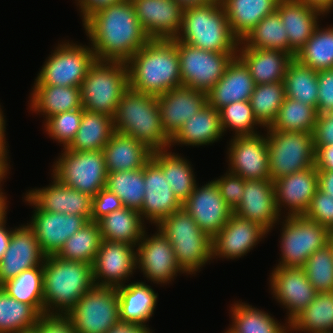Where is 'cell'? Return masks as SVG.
<instances>
[{
  "mask_svg": "<svg viewBox=\"0 0 333 333\" xmlns=\"http://www.w3.org/2000/svg\"><path fill=\"white\" fill-rule=\"evenodd\" d=\"M237 56L248 67L255 85L283 82L294 56L288 52L238 45Z\"/></svg>",
  "mask_w": 333,
  "mask_h": 333,
  "instance_id": "30",
  "label": "cell"
},
{
  "mask_svg": "<svg viewBox=\"0 0 333 333\" xmlns=\"http://www.w3.org/2000/svg\"><path fill=\"white\" fill-rule=\"evenodd\" d=\"M153 151L137 139L114 132L103 148L108 172L131 171L143 168Z\"/></svg>",
  "mask_w": 333,
  "mask_h": 333,
  "instance_id": "32",
  "label": "cell"
},
{
  "mask_svg": "<svg viewBox=\"0 0 333 333\" xmlns=\"http://www.w3.org/2000/svg\"><path fill=\"white\" fill-rule=\"evenodd\" d=\"M8 171L9 169L2 175L0 176V221L6 217V214H7V207H8V204L7 202V196H5V193L2 191L1 187H2V182L3 180H5V178L7 177V174H8Z\"/></svg>",
  "mask_w": 333,
  "mask_h": 333,
  "instance_id": "67",
  "label": "cell"
},
{
  "mask_svg": "<svg viewBox=\"0 0 333 333\" xmlns=\"http://www.w3.org/2000/svg\"><path fill=\"white\" fill-rule=\"evenodd\" d=\"M1 107V106H0ZM3 111L0 108V153L8 160V153L9 150L7 149L8 145L6 142V137H5V132H6V120H5V116L3 115ZM8 150V151H7Z\"/></svg>",
  "mask_w": 333,
  "mask_h": 333,
  "instance_id": "65",
  "label": "cell"
},
{
  "mask_svg": "<svg viewBox=\"0 0 333 333\" xmlns=\"http://www.w3.org/2000/svg\"><path fill=\"white\" fill-rule=\"evenodd\" d=\"M82 24L97 61L127 62L151 40L139 23L131 0L103 8Z\"/></svg>",
  "mask_w": 333,
  "mask_h": 333,
  "instance_id": "1",
  "label": "cell"
},
{
  "mask_svg": "<svg viewBox=\"0 0 333 333\" xmlns=\"http://www.w3.org/2000/svg\"><path fill=\"white\" fill-rule=\"evenodd\" d=\"M285 97L284 82L255 85L249 102L254 117L264 129L275 121Z\"/></svg>",
  "mask_w": 333,
  "mask_h": 333,
  "instance_id": "49",
  "label": "cell"
},
{
  "mask_svg": "<svg viewBox=\"0 0 333 333\" xmlns=\"http://www.w3.org/2000/svg\"><path fill=\"white\" fill-rule=\"evenodd\" d=\"M32 331L34 333H76L66 314H41Z\"/></svg>",
  "mask_w": 333,
  "mask_h": 333,
  "instance_id": "56",
  "label": "cell"
},
{
  "mask_svg": "<svg viewBox=\"0 0 333 333\" xmlns=\"http://www.w3.org/2000/svg\"><path fill=\"white\" fill-rule=\"evenodd\" d=\"M162 127L172 138L182 125L207 104V94L179 86L157 96Z\"/></svg>",
  "mask_w": 333,
  "mask_h": 333,
  "instance_id": "24",
  "label": "cell"
},
{
  "mask_svg": "<svg viewBox=\"0 0 333 333\" xmlns=\"http://www.w3.org/2000/svg\"><path fill=\"white\" fill-rule=\"evenodd\" d=\"M113 128L115 132L137 139L153 152L170 148L171 138L162 127L154 95L129 88L117 105Z\"/></svg>",
  "mask_w": 333,
  "mask_h": 333,
  "instance_id": "4",
  "label": "cell"
},
{
  "mask_svg": "<svg viewBox=\"0 0 333 333\" xmlns=\"http://www.w3.org/2000/svg\"><path fill=\"white\" fill-rule=\"evenodd\" d=\"M120 323L146 325L154 314L158 293L146 282H131L117 287Z\"/></svg>",
  "mask_w": 333,
  "mask_h": 333,
  "instance_id": "31",
  "label": "cell"
},
{
  "mask_svg": "<svg viewBox=\"0 0 333 333\" xmlns=\"http://www.w3.org/2000/svg\"><path fill=\"white\" fill-rule=\"evenodd\" d=\"M6 217L0 221V261L8 248L10 238L14 229L8 230L6 227Z\"/></svg>",
  "mask_w": 333,
  "mask_h": 333,
  "instance_id": "63",
  "label": "cell"
},
{
  "mask_svg": "<svg viewBox=\"0 0 333 333\" xmlns=\"http://www.w3.org/2000/svg\"><path fill=\"white\" fill-rule=\"evenodd\" d=\"M304 216L331 231L333 229V197L318 188Z\"/></svg>",
  "mask_w": 333,
  "mask_h": 333,
  "instance_id": "53",
  "label": "cell"
},
{
  "mask_svg": "<svg viewBox=\"0 0 333 333\" xmlns=\"http://www.w3.org/2000/svg\"><path fill=\"white\" fill-rule=\"evenodd\" d=\"M79 7L80 14L82 16V22L84 23L92 14L100 11L103 8L110 5L117 4L123 0H75Z\"/></svg>",
  "mask_w": 333,
  "mask_h": 333,
  "instance_id": "59",
  "label": "cell"
},
{
  "mask_svg": "<svg viewBox=\"0 0 333 333\" xmlns=\"http://www.w3.org/2000/svg\"><path fill=\"white\" fill-rule=\"evenodd\" d=\"M238 217L253 221L271 232L280 222L271 178L245 180L241 203L233 211Z\"/></svg>",
  "mask_w": 333,
  "mask_h": 333,
  "instance_id": "25",
  "label": "cell"
},
{
  "mask_svg": "<svg viewBox=\"0 0 333 333\" xmlns=\"http://www.w3.org/2000/svg\"><path fill=\"white\" fill-rule=\"evenodd\" d=\"M318 171V188L333 197V171Z\"/></svg>",
  "mask_w": 333,
  "mask_h": 333,
  "instance_id": "61",
  "label": "cell"
},
{
  "mask_svg": "<svg viewBox=\"0 0 333 333\" xmlns=\"http://www.w3.org/2000/svg\"><path fill=\"white\" fill-rule=\"evenodd\" d=\"M43 263L22 271L5 281L0 287L12 298L32 306L40 315L44 314Z\"/></svg>",
  "mask_w": 333,
  "mask_h": 333,
  "instance_id": "41",
  "label": "cell"
},
{
  "mask_svg": "<svg viewBox=\"0 0 333 333\" xmlns=\"http://www.w3.org/2000/svg\"><path fill=\"white\" fill-rule=\"evenodd\" d=\"M114 132L113 117L83 109L80 127L74 139L65 149L103 151Z\"/></svg>",
  "mask_w": 333,
  "mask_h": 333,
  "instance_id": "38",
  "label": "cell"
},
{
  "mask_svg": "<svg viewBox=\"0 0 333 333\" xmlns=\"http://www.w3.org/2000/svg\"><path fill=\"white\" fill-rule=\"evenodd\" d=\"M39 317L32 306L10 297L0 287V333L32 331Z\"/></svg>",
  "mask_w": 333,
  "mask_h": 333,
  "instance_id": "46",
  "label": "cell"
},
{
  "mask_svg": "<svg viewBox=\"0 0 333 333\" xmlns=\"http://www.w3.org/2000/svg\"><path fill=\"white\" fill-rule=\"evenodd\" d=\"M83 109L66 111L44 119V130L66 148L74 139L81 123Z\"/></svg>",
  "mask_w": 333,
  "mask_h": 333,
  "instance_id": "52",
  "label": "cell"
},
{
  "mask_svg": "<svg viewBox=\"0 0 333 333\" xmlns=\"http://www.w3.org/2000/svg\"><path fill=\"white\" fill-rule=\"evenodd\" d=\"M105 188L116 194L124 207L140 211L146 191L144 167L131 171L108 172Z\"/></svg>",
  "mask_w": 333,
  "mask_h": 333,
  "instance_id": "47",
  "label": "cell"
},
{
  "mask_svg": "<svg viewBox=\"0 0 333 333\" xmlns=\"http://www.w3.org/2000/svg\"><path fill=\"white\" fill-rule=\"evenodd\" d=\"M280 0H220L230 29L241 41L266 15L276 11Z\"/></svg>",
  "mask_w": 333,
  "mask_h": 333,
  "instance_id": "35",
  "label": "cell"
},
{
  "mask_svg": "<svg viewBox=\"0 0 333 333\" xmlns=\"http://www.w3.org/2000/svg\"><path fill=\"white\" fill-rule=\"evenodd\" d=\"M227 151L228 170L245 180L270 177L267 134L232 136Z\"/></svg>",
  "mask_w": 333,
  "mask_h": 333,
  "instance_id": "16",
  "label": "cell"
},
{
  "mask_svg": "<svg viewBox=\"0 0 333 333\" xmlns=\"http://www.w3.org/2000/svg\"><path fill=\"white\" fill-rule=\"evenodd\" d=\"M151 158L160 166L174 195L183 203L198 184L189 160L168 148L154 151Z\"/></svg>",
  "mask_w": 333,
  "mask_h": 333,
  "instance_id": "37",
  "label": "cell"
},
{
  "mask_svg": "<svg viewBox=\"0 0 333 333\" xmlns=\"http://www.w3.org/2000/svg\"><path fill=\"white\" fill-rule=\"evenodd\" d=\"M322 11L325 15L333 10V0H295Z\"/></svg>",
  "mask_w": 333,
  "mask_h": 333,
  "instance_id": "64",
  "label": "cell"
},
{
  "mask_svg": "<svg viewBox=\"0 0 333 333\" xmlns=\"http://www.w3.org/2000/svg\"><path fill=\"white\" fill-rule=\"evenodd\" d=\"M276 11L279 13L288 34L289 54L295 55L306 44L318 27L319 16L325 15L319 9L295 0H280Z\"/></svg>",
  "mask_w": 333,
  "mask_h": 333,
  "instance_id": "29",
  "label": "cell"
},
{
  "mask_svg": "<svg viewBox=\"0 0 333 333\" xmlns=\"http://www.w3.org/2000/svg\"><path fill=\"white\" fill-rule=\"evenodd\" d=\"M136 246L101 240L97 255L92 264L95 286L118 287L136 272Z\"/></svg>",
  "mask_w": 333,
  "mask_h": 333,
  "instance_id": "15",
  "label": "cell"
},
{
  "mask_svg": "<svg viewBox=\"0 0 333 333\" xmlns=\"http://www.w3.org/2000/svg\"><path fill=\"white\" fill-rule=\"evenodd\" d=\"M23 198L25 202L27 201L26 203L35 208L28 224L33 229L40 248L46 256L56 255L65 241L88 222L85 217L79 215L43 211L26 195Z\"/></svg>",
  "mask_w": 333,
  "mask_h": 333,
  "instance_id": "17",
  "label": "cell"
},
{
  "mask_svg": "<svg viewBox=\"0 0 333 333\" xmlns=\"http://www.w3.org/2000/svg\"><path fill=\"white\" fill-rule=\"evenodd\" d=\"M144 31L151 39H173L182 27L183 9L175 0H131Z\"/></svg>",
  "mask_w": 333,
  "mask_h": 333,
  "instance_id": "21",
  "label": "cell"
},
{
  "mask_svg": "<svg viewBox=\"0 0 333 333\" xmlns=\"http://www.w3.org/2000/svg\"><path fill=\"white\" fill-rule=\"evenodd\" d=\"M223 135L219 111L206 104L171 138L170 147L176 144L193 147L209 145L219 141Z\"/></svg>",
  "mask_w": 333,
  "mask_h": 333,
  "instance_id": "33",
  "label": "cell"
},
{
  "mask_svg": "<svg viewBox=\"0 0 333 333\" xmlns=\"http://www.w3.org/2000/svg\"><path fill=\"white\" fill-rule=\"evenodd\" d=\"M289 331L333 333V292L317 293L314 300L289 323Z\"/></svg>",
  "mask_w": 333,
  "mask_h": 333,
  "instance_id": "39",
  "label": "cell"
},
{
  "mask_svg": "<svg viewBox=\"0 0 333 333\" xmlns=\"http://www.w3.org/2000/svg\"><path fill=\"white\" fill-rule=\"evenodd\" d=\"M230 333H290L289 324H282L263 310L238 302L231 307Z\"/></svg>",
  "mask_w": 333,
  "mask_h": 333,
  "instance_id": "40",
  "label": "cell"
},
{
  "mask_svg": "<svg viewBox=\"0 0 333 333\" xmlns=\"http://www.w3.org/2000/svg\"><path fill=\"white\" fill-rule=\"evenodd\" d=\"M330 236H333V229L330 231Z\"/></svg>",
  "mask_w": 333,
  "mask_h": 333,
  "instance_id": "70",
  "label": "cell"
},
{
  "mask_svg": "<svg viewBox=\"0 0 333 333\" xmlns=\"http://www.w3.org/2000/svg\"><path fill=\"white\" fill-rule=\"evenodd\" d=\"M51 184L26 192V196L41 210L85 217L91 221L93 197L65 186L54 176Z\"/></svg>",
  "mask_w": 333,
  "mask_h": 333,
  "instance_id": "22",
  "label": "cell"
},
{
  "mask_svg": "<svg viewBox=\"0 0 333 333\" xmlns=\"http://www.w3.org/2000/svg\"><path fill=\"white\" fill-rule=\"evenodd\" d=\"M265 234L268 232L259 224L232 213L226 225L212 237V259L244 257Z\"/></svg>",
  "mask_w": 333,
  "mask_h": 333,
  "instance_id": "20",
  "label": "cell"
},
{
  "mask_svg": "<svg viewBox=\"0 0 333 333\" xmlns=\"http://www.w3.org/2000/svg\"><path fill=\"white\" fill-rule=\"evenodd\" d=\"M312 136L314 147L333 145V112L317 116Z\"/></svg>",
  "mask_w": 333,
  "mask_h": 333,
  "instance_id": "58",
  "label": "cell"
},
{
  "mask_svg": "<svg viewBox=\"0 0 333 333\" xmlns=\"http://www.w3.org/2000/svg\"><path fill=\"white\" fill-rule=\"evenodd\" d=\"M126 65L129 87L134 91L157 97L182 85L177 46L172 39H151Z\"/></svg>",
  "mask_w": 333,
  "mask_h": 333,
  "instance_id": "2",
  "label": "cell"
},
{
  "mask_svg": "<svg viewBox=\"0 0 333 333\" xmlns=\"http://www.w3.org/2000/svg\"><path fill=\"white\" fill-rule=\"evenodd\" d=\"M197 225L211 238L228 222L233 211L222 198L214 180L198 187L182 203Z\"/></svg>",
  "mask_w": 333,
  "mask_h": 333,
  "instance_id": "19",
  "label": "cell"
},
{
  "mask_svg": "<svg viewBox=\"0 0 333 333\" xmlns=\"http://www.w3.org/2000/svg\"><path fill=\"white\" fill-rule=\"evenodd\" d=\"M277 211L288 210L287 216L304 215L318 189V171L315 166L294 172L273 181Z\"/></svg>",
  "mask_w": 333,
  "mask_h": 333,
  "instance_id": "26",
  "label": "cell"
},
{
  "mask_svg": "<svg viewBox=\"0 0 333 333\" xmlns=\"http://www.w3.org/2000/svg\"><path fill=\"white\" fill-rule=\"evenodd\" d=\"M149 237L145 231L136 245L137 268L154 284L174 281L177 274H186L176 261L175 252L168 239L158 230ZM180 272V273H179Z\"/></svg>",
  "mask_w": 333,
  "mask_h": 333,
  "instance_id": "14",
  "label": "cell"
},
{
  "mask_svg": "<svg viewBox=\"0 0 333 333\" xmlns=\"http://www.w3.org/2000/svg\"><path fill=\"white\" fill-rule=\"evenodd\" d=\"M129 88L126 62L96 60L80 85L82 107L114 117L121 97Z\"/></svg>",
  "mask_w": 333,
  "mask_h": 333,
  "instance_id": "7",
  "label": "cell"
},
{
  "mask_svg": "<svg viewBox=\"0 0 333 333\" xmlns=\"http://www.w3.org/2000/svg\"><path fill=\"white\" fill-rule=\"evenodd\" d=\"M240 43L251 48L281 50L289 53L288 34L277 11L266 15Z\"/></svg>",
  "mask_w": 333,
  "mask_h": 333,
  "instance_id": "43",
  "label": "cell"
},
{
  "mask_svg": "<svg viewBox=\"0 0 333 333\" xmlns=\"http://www.w3.org/2000/svg\"><path fill=\"white\" fill-rule=\"evenodd\" d=\"M277 267L303 268L306 260L328 244L330 231L304 215L283 216Z\"/></svg>",
  "mask_w": 333,
  "mask_h": 333,
  "instance_id": "9",
  "label": "cell"
},
{
  "mask_svg": "<svg viewBox=\"0 0 333 333\" xmlns=\"http://www.w3.org/2000/svg\"><path fill=\"white\" fill-rule=\"evenodd\" d=\"M121 199L105 187L93 197L91 221L97 222L103 216L123 208Z\"/></svg>",
  "mask_w": 333,
  "mask_h": 333,
  "instance_id": "57",
  "label": "cell"
},
{
  "mask_svg": "<svg viewBox=\"0 0 333 333\" xmlns=\"http://www.w3.org/2000/svg\"><path fill=\"white\" fill-rule=\"evenodd\" d=\"M314 166L317 170L333 171V145L315 146Z\"/></svg>",
  "mask_w": 333,
  "mask_h": 333,
  "instance_id": "60",
  "label": "cell"
},
{
  "mask_svg": "<svg viewBox=\"0 0 333 333\" xmlns=\"http://www.w3.org/2000/svg\"><path fill=\"white\" fill-rule=\"evenodd\" d=\"M177 46L182 86L207 93L224 75L237 53H218L202 50L172 39Z\"/></svg>",
  "mask_w": 333,
  "mask_h": 333,
  "instance_id": "13",
  "label": "cell"
},
{
  "mask_svg": "<svg viewBox=\"0 0 333 333\" xmlns=\"http://www.w3.org/2000/svg\"><path fill=\"white\" fill-rule=\"evenodd\" d=\"M96 57L90 46L58 43L37 74L34 85L80 87Z\"/></svg>",
  "mask_w": 333,
  "mask_h": 333,
  "instance_id": "11",
  "label": "cell"
},
{
  "mask_svg": "<svg viewBox=\"0 0 333 333\" xmlns=\"http://www.w3.org/2000/svg\"><path fill=\"white\" fill-rule=\"evenodd\" d=\"M156 227L171 243L176 261L187 275L196 274L212 260V238L183 207L162 219Z\"/></svg>",
  "mask_w": 333,
  "mask_h": 333,
  "instance_id": "6",
  "label": "cell"
},
{
  "mask_svg": "<svg viewBox=\"0 0 333 333\" xmlns=\"http://www.w3.org/2000/svg\"><path fill=\"white\" fill-rule=\"evenodd\" d=\"M317 75L318 71L293 59L284 76L285 96L316 108L318 101Z\"/></svg>",
  "mask_w": 333,
  "mask_h": 333,
  "instance_id": "44",
  "label": "cell"
},
{
  "mask_svg": "<svg viewBox=\"0 0 333 333\" xmlns=\"http://www.w3.org/2000/svg\"><path fill=\"white\" fill-rule=\"evenodd\" d=\"M294 59L315 71L333 69V25H318Z\"/></svg>",
  "mask_w": 333,
  "mask_h": 333,
  "instance_id": "42",
  "label": "cell"
},
{
  "mask_svg": "<svg viewBox=\"0 0 333 333\" xmlns=\"http://www.w3.org/2000/svg\"><path fill=\"white\" fill-rule=\"evenodd\" d=\"M303 269L318 293L333 292V250L329 243L311 254Z\"/></svg>",
  "mask_w": 333,
  "mask_h": 333,
  "instance_id": "50",
  "label": "cell"
},
{
  "mask_svg": "<svg viewBox=\"0 0 333 333\" xmlns=\"http://www.w3.org/2000/svg\"><path fill=\"white\" fill-rule=\"evenodd\" d=\"M101 240L97 222L88 221L65 241L56 256L64 260L80 261L92 265Z\"/></svg>",
  "mask_w": 333,
  "mask_h": 333,
  "instance_id": "45",
  "label": "cell"
},
{
  "mask_svg": "<svg viewBox=\"0 0 333 333\" xmlns=\"http://www.w3.org/2000/svg\"><path fill=\"white\" fill-rule=\"evenodd\" d=\"M218 186L222 198L229 208L234 211L241 203L244 193L245 179L229 171L220 178L214 180Z\"/></svg>",
  "mask_w": 333,
  "mask_h": 333,
  "instance_id": "54",
  "label": "cell"
},
{
  "mask_svg": "<svg viewBox=\"0 0 333 333\" xmlns=\"http://www.w3.org/2000/svg\"><path fill=\"white\" fill-rule=\"evenodd\" d=\"M268 162L271 180H277L314 166L312 133L267 130Z\"/></svg>",
  "mask_w": 333,
  "mask_h": 333,
  "instance_id": "10",
  "label": "cell"
},
{
  "mask_svg": "<svg viewBox=\"0 0 333 333\" xmlns=\"http://www.w3.org/2000/svg\"><path fill=\"white\" fill-rule=\"evenodd\" d=\"M219 113L224 134L229 128L235 133V136H252L259 134L256 126L262 128L254 117L249 101L231 103L221 108Z\"/></svg>",
  "mask_w": 333,
  "mask_h": 333,
  "instance_id": "51",
  "label": "cell"
},
{
  "mask_svg": "<svg viewBox=\"0 0 333 333\" xmlns=\"http://www.w3.org/2000/svg\"><path fill=\"white\" fill-rule=\"evenodd\" d=\"M52 166V176L69 188L94 197L106 185L108 171L103 151L63 148Z\"/></svg>",
  "mask_w": 333,
  "mask_h": 333,
  "instance_id": "8",
  "label": "cell"
},
{
  "mask_svg": "<svg viewBox=\"0 0 333 333\" xmlns=\"http://www.w3.org/2000/svg\"><path fill=\"white\" fill-rule=\"evenodd\" d=\"M328 243L330 244L332 250H333V236H329V241Z\"/></svg>",
  "mask_w": 333,
  "mask_h": 333,
  "instance_id": "69",
  "label": "cell"
},
{
  "mask_svg": "<svg viewBox=\"0 0 333 333\" xmlns=\"http://www.w3.org/2000/svg\"><path fill=\"white\" fill-rule=\"evenodd\" d=\"M317 116L315 107L285 97L275 121L265 129L312 133Z\"/></svg>",
  "mask_w": 333,
  "mask_h": 333,
  "instance_id": "48",
  "label": "cell"
},
{
  "mask_svg": "<svg viewBox=\"0 0 333 333\" xmlns=\"http://www.w3.org/2000/svg\"><path fill=\"white\" fill-rule=\"evenodd\" d=\"M29 107L46 120L70 110L83 109L80 87L34 85L32 87Z\"/></svg>",
  "mask_w": 333,
  "mask_h": 333,
  "instance_id": "34",
  "label": "cell"
},
{
  "mask_svg": "<svg viewBox=\"0 0 333 333\" xmlns=\"http://www.w3.org/2000/svg\"><path fill=\"white\" fill-rule=\"evenodd\" d=\"M106 333H153L148 326L119 323Z\"/></svg>",
  "mask_w": 333,
  "mask_h": 333,
  "instance_id": "62",
  "label": "cell"
},
{
  "mask_svg": "<svg viewBox=\"0 0 333 333\" xmlns=\"http://www.w3.org/2000/svg\"><path fill=\"white\" fill-rule=\"evenodd\" d=\"M145 195L140 216L156 226L162 219L182 208L160 166L151 158L144 166Z\"/></svg>",
  "mask_w": 333,
  "mask_h": 333,
  "instance_id": "23",
  "label": "cell"
},
{
  "mask_svg": "<svg viewBox=\"0 0 333 333\" xmlns=\"http://www.w3.org/2000/svg\"><path fill=\"white\" fill-rule=\"evenodd\" d=\"M66 315L76 333H106L120 323L117 287L94 285Z\"/></svg>",
  "mask_w": 333,
  "mask_h": 333,
  "instance_id": "12",
  "label": "cell"
},
{
  "mask_svg": "<svg viewBox=\"0 0 333 333\" xmlns=\"http://www.w3.org/2000/svg\"><path fill=\"white\" fill-rule=\"evenodd\" d=\"M43 281L44 314H67L94 286L92 265L46 256Z\"/></svg>",
  "mask_w": 333,
  "mask_h": 333,
  "instance_id": "3",
  "label": "cell"
},
{
  "mask_svg": "<svg viewBox=\"0 0 333 333\" xmlns=\"http://www.w3.org/2000/svg\"><path fill=\"white\" fill-rule=\"evenodd\" d=\"M255 83L248 67L238 57L228 64L221 79L206 93L207 104L216 110L239 101H249Z\"/></svg>",
  "mask_w": 333,
  "mask_h": 333,
  "instance_id": "28",
  "label": "cell"
},
{
  "mask_svg": "<svg viewBox=\"0 0 333 333\" xmlns=\"http://www.w3.org/2000/svg\"><path fill=\"white\" fill-rule=\"evenodd\" d=\"M271 272V294L287 309L286 323L289 324L314 300L318 292L309 282L303 268L276 266Z\"/></svg>",
  "mask_w": 333,
  "mask_h": 333,
  "instance_id": "18",
  "label": "cell"
},
{
  "mask_svg": "<svg viewBox=\"0 0 333 333\" xmlns=\"http://www.w3.org/2000/svg\"><path fill=\"white\" fill-rule=\"evenodd\" d=\"M317 113L323 115L333 112V69L318 71Z\"/></svg>",
  "mask_w": 333,
  "mask_h": 333,
  "instance_id": "55",
  "label": "cell"
},
{
  "mask_svg": "<svg viewBox=\"0 0 333 333\" xmlns=\"http://www.w3.org/2000/svg\"><path fill=\"white\" fill-rule=\"evenodd\" d=\"M9 165L10 162H8V160L0 153V176H2L10 168Z\"/></svg>",
  "mask_w": 333,
  "mask_h": 333,
  "instance_id": "68",
  "label": "cell"
},
{
  "mask_svg": "<svg viewBox=\"0 0 333 333\" xmlns=\"http://www.w3.org/2000/svg\"><path fill=\"white\" fill-rule=\"evenodd\" d=\"M140 212L123 207L103 216L97 221L101 239L136 246L143 237L146 227Z\"/></svg>",
  "mask_w": 333,
  "mask_h": 333,
  "instance_id": "36",
  "label": "cell"
},
{
  "mask_svg": "<svg viewBox=\"0 0 333 333\" xmlns=\"http://www.w3.org/2000/svg\"><path fill=\"white\" fill-rule=\"evenodd\" d=\"M45 257L29 224L16 227L0 261V285L24 270L39 266Z\"/></svg>",
  "mask_w": 333,
  "mask_h": 333,
  "instance_id": "27",
  "label": "cell"
},
{
  "mask_svg": "<svg viewBox=\"0 0 333 333\" xmlns=\"http://www.w3.org/2000/svg\"><path fill=\"white\" fill-rule=\"evenodd\" d=\"M178 41L202 50L237 53L240 40L233 34L220 1L183 10Z\"/></svg>",
  "mask_w": 333,
  "mask_h": 333,
  "instance_id": "5",
  "label": "cell"
},
{
  "mask_svg": "<svg viewBox=\"0 0 333 333\" xmlns=\"http://www.w3.org/2000/svg\"><path fill=\"white\" fill-rule=\"evenodd\" d=\"M175 1L183 10H186L196 6H204L220 0H175Z\"/></svg>",
  "mask_w": 333,
  "mask_h": 333,
  "instance_id": "66",
  "label": "cell"
}]
</instances>
